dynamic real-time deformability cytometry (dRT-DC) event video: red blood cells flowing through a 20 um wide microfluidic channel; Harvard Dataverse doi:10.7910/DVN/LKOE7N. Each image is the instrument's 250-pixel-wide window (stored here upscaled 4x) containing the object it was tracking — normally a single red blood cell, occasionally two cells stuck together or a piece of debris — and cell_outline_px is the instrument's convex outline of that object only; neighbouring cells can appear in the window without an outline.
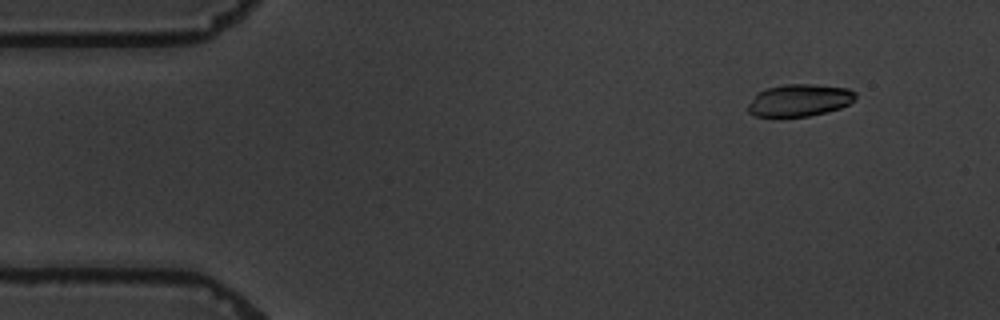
{"species": "common noctule bat (a hibernating species)", "species_latin": "Nyctalus noctula", "temperature_condition": "warm", "stored_images_in_passage": 4, "camera_frame_rate_fps": 3000, "um_per_image_px": 0.085, "animal": {"sex": "male", "body_mass_g": 19.5, "forearm_length_mm": 54.6}, "frame": {"image": 1, "passage_image": 2, "time_ms": 1.333, "image_size_px": [1000, 320], "cell_outline_px": [[856, 100], [840, 108], [808, 116], [756, 116], [748, 112], [748, 104], [756, 92], [768, 88], [784, 84], [816, 84], [848, 88], [856, 92]], "centroid_in_image_um": [67.96, 8.5], "position_along_channel_um": 17.0, "area_um2": 20.17}}